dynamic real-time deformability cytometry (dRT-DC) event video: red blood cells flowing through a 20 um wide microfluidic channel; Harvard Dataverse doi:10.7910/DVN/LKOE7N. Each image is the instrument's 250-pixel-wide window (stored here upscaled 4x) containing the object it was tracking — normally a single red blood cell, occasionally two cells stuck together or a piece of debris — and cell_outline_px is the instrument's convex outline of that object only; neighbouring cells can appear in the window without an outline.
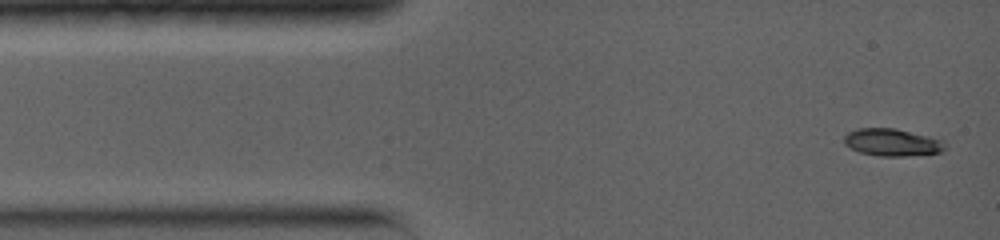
{"species": "common noctule bat (a hibernating species)", "species_latin": "Nyctalus noctula", "temperature_condition": "warm", "stored_images_in_passage": 3, "camera_frame_rate_fps": 5000, "um_per_image_px": 0.085, "animal": {"sex": "female", "body_mass_g": 19.0, "forearm_length_mm": 56.7}, "frame": {"image": 1, "passage_image": 1, "time_ms": 0.0, "image_size_px": [1000, 240], "cell_outline_px": [[948, 144], [940, 152], [904, 156], [880, 156], [860, 152], [844, 144], [844, 136], [848, 132], [856, 128], [892, 128], [928, 136], [944, 140]], "centroid_in_image_um": [75.83, 12.09], "position_along_channel_um": 9.2, "area_um2": 15.95}}
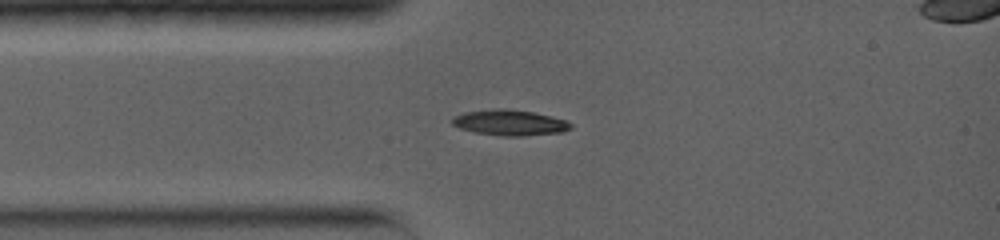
{"frame": {"image": 2, "passage_image": 3, "time_ms": 2.4, "image_size_px": [1000, 240], "cell_outline_px": [[572, 128], [564, 132], [524, 136], [500, 136], [476, 132], [460, 128], [452, 124], [452, 116], [464, 112], [492, 108], [508, 108], [532, 112], [552, 116], [564, 120], [572, 124]], "centroid_in_image_um": [43.32, 10.42], "position_along_channel_um": 41.7, "area_um2": 17.92}}